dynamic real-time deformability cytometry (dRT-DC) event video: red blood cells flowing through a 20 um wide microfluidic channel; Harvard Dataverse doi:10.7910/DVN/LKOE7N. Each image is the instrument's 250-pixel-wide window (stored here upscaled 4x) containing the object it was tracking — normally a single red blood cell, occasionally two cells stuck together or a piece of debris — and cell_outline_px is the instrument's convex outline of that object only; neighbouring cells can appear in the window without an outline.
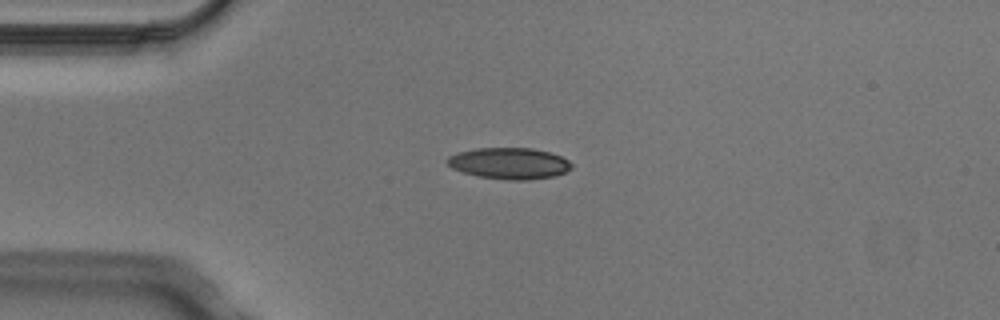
{"species": "Egyptian fruit bat (a non-hibernating species)", "species_latin": "Rousettus aegyptiacus", "temperature_condition": "cold", "stored_images_in_passage": 5, "camera_frame_rate_fps": 3000, "um_per_image_px": 0.085, "animal": {"sex": "male"}, "frame": {"image": 1, "passage_image": 3, "time_ms": 0.667, "image_size_px": [1000, 320], "cell_outline_px": [[572, 168], [556, 176], [528, 180], [508, 180], [476, 176], [452, 168], [444, 160], [448, 156], [460, 152], [476, 148], [532, 148], [548, 152], [560, 156], [568, 160], [572, 164]], "centroid_in_image_um": [43.28, 13.89], "position_along_channel_um": 41.7, "area_um2": 22.72}}
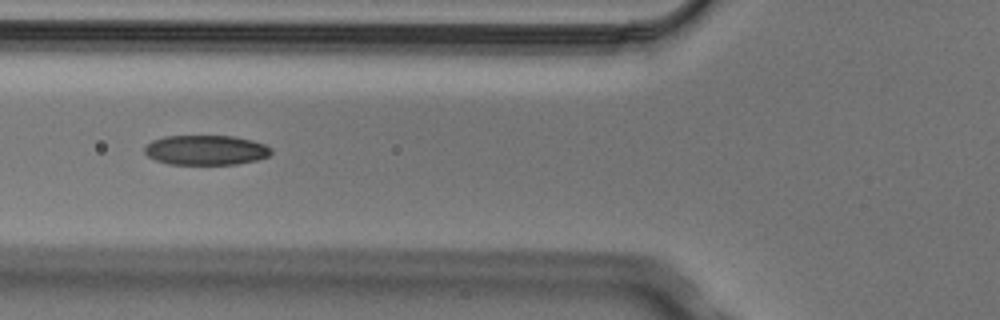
{"frame": {"image": 2, "passage_image": 5, "time_ms": 1.333, "image_size_px": [1000, 320], "cell_outline_px": [[272, 152], [268, 156], [256, 160], [236, 164], [168, 164], [156, 160], [148, 156], [144, 152], [144, 148], [152, 140], [164, 136], [236, 136], [252, 140], [264, 144], [272, 148]], "centroid_in_image_um": [17.5, 12.75], "position_along_channel_um": 108.3, "area_um2": 22.02}}